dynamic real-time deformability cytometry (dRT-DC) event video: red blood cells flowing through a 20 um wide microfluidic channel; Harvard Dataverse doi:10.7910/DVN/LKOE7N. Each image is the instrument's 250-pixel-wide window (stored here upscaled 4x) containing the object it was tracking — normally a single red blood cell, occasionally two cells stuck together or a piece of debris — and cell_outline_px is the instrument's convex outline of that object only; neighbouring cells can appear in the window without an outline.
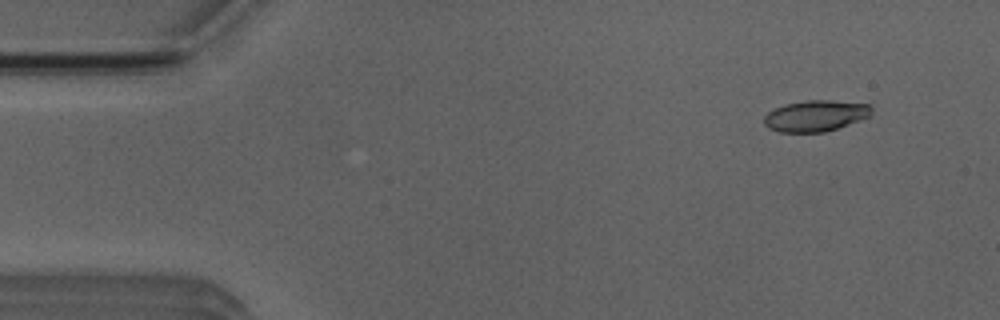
{"species": "Egyptian fruit bat (a non-hibernating species)", "species_latin": "Rousettus aegyptiacus", "temperature_condition": "room temperature", "stored_images_in_passage": 50, "camera_frame_rate_fps": 3000, "um_per_image_px": 0.085, "animal": {"sex": "male"}, "frame": {"image": 1, "passage_image": 5, "time_ms": 1.333, "image_size_px": [1000, 320], "cell_outline_px": [[872, 112], [868, 116], [860, 120], [824, 132], [780, 132], [768, 128], [764, 124], [764, 116], [768, 112], [784, 104], [804, 100], [832, 100], [868, 104], [872, 108]], "centroid_in_image_um": [69.29, 9.83], "position_along_channel_um": 15.7, "area_um2": 19.42}}
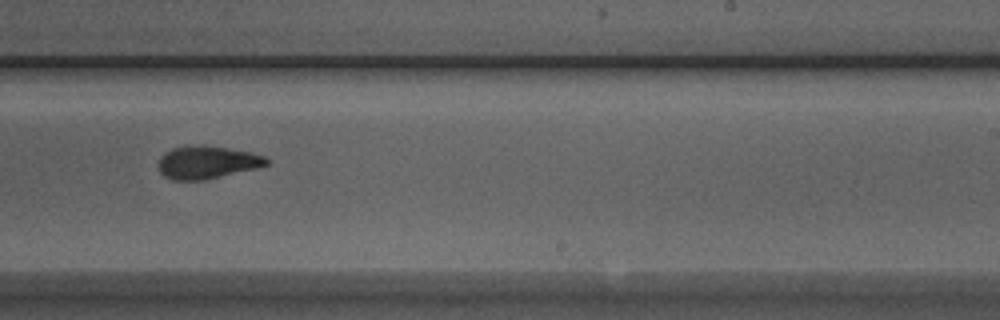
{"frame": {"image": 2, "passage_image": 32, "time_ms": 10.333, "image_size_px": [1000, 320], "cell_outline_px": [[272, 160], [268, 164], [256, 168], [204, 180], [172, 180], [164, 176], [160, 172], [160, 156], [164, 152], [172, 148], [192, 144], [204, 144], [228, 148], [248, 152], [264, 156]], "centroid_in_image_um": [17.59, 13.78], "position_along_channel_um": 271.4, "area_um2": 20.75}}
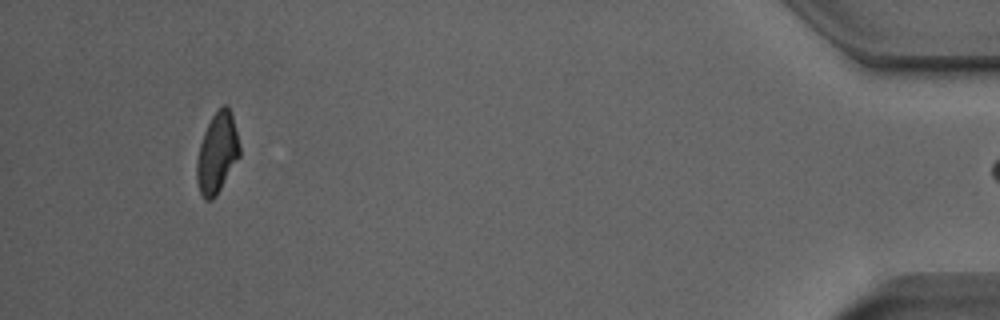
{"frame": {"image": 3, "passage_image": 49, "time_ms": 16.0, "image_size_px": [1000, 320], "cell_outline_px": [[240, 156], [216, 196], [212, 200], [208, 200], [200, 192], [196, 180], [196, 164], [200, 144], [204, 132], [212, 116], [224, 104], [232, 112], [240, 144]], "centroid_in_image_um": [18.47, 13.0], "position_along_channel_um": 416.7, "area_um2": 19.94}, "authors_computed_cell_mechanics": {"area_um2": 20.6057, "velocity_mm_per_s": 3.9331, "shape_relaxation_time_tau1_ms": 4.3363, "shape_relaxation_time_tau2_ms": 1.7496, "deformation_change_tau1": 0.1561, "deformation_change_tau2": 0.0833}}